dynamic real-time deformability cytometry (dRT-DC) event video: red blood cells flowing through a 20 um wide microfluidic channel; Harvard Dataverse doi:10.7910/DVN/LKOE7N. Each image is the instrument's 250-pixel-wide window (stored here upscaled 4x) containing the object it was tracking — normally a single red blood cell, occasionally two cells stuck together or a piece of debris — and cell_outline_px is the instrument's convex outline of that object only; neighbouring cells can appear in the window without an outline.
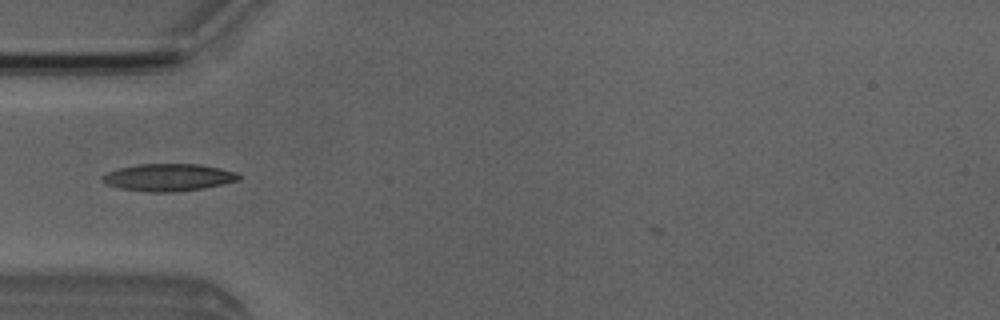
{"species": "Egyptian fruit bat (a non-hibernating species)", "species_latin": "Rousettus aegyptiacus", "temperature_condition": "room temperature", "stored_images_in_passage": 3, "camera_frame_rate_fps": 3000, "um_per_image_px": 0.085, "animal": {"sex": "male"}, "frame": {"image": 1, "passage_image": 2, "time_ms": 1.333, "image_size_px": [1000, 320], "cell_outline_px": [[240, 180], [204, 188], [176, 192], [148, 192], [120, 188], [108, 184], [100, 180], [100, 176], [116, 168], [140, 164], [200, 164], [220, 168], [236, 172], [240, 176]], "centroid_in_image_um": [14.3, 15.08], "position_along_channel_um": 70.7, "area_um2": 21.79}}